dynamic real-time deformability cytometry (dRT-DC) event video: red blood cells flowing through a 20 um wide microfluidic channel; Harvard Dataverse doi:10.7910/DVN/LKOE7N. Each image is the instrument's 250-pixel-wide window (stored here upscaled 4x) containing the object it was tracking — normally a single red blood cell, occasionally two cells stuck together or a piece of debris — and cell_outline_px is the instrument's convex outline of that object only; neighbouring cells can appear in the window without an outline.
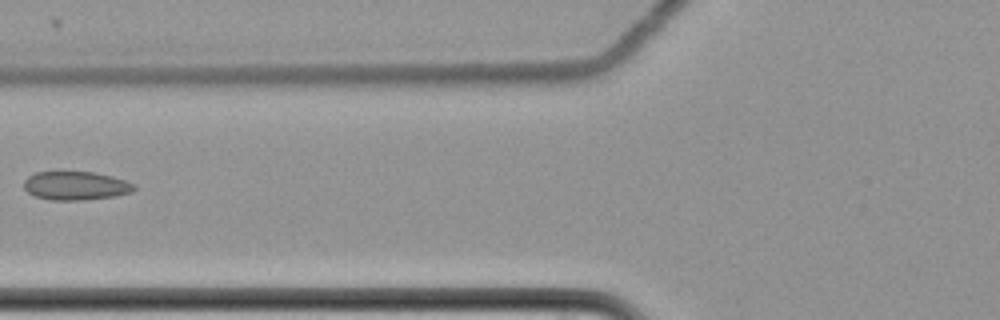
{"species": "common noctule bat (a hibernating species)", "species_latin": "Nyctalus noctula", "temperature_condition": "cold", "stored_images_in_passage": 8, "camera_frame_rate_fps": 3000, "um_per_image_px": 0.085, "animal": {"sex": "female", "body_mass_g": 22.7, "forearm_length_mm": 54.2}, "frame": {"image": 1, "passage_image": 6, "time_ms": 1.667, "image_size_px": [1000, 320], "cell_outline_px": [[136, 188], [128, 192], [116, 196], [84, 200], [48, 200], [36, 196], [28, 192], [24, 188], [24, 180], [28, 176], [36, 172], [96, 172], [112, 176], [136, 184]], "centroid_in_image_um": [6.43, 15.78], "position_along_channel_um": 119.4, "area_um2": 18.38}}
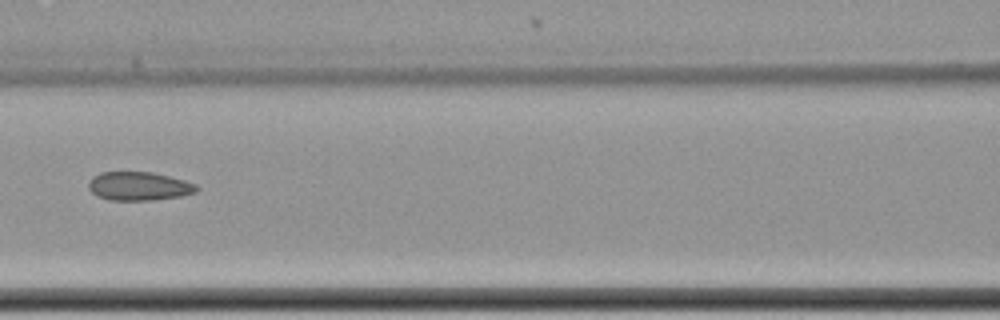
{"frame": {"image": 2, "passage_image": 7, "time_ms": 2.0, "image_size_px": [1000, 320], "cell_outline_px": [[200, 188], [196, 192], [180, 196], [152, 200], [108, 200], [92, 192], [88, 188], [88, 184], [92, 176], [100, 172], [152, 172], [184, 180], [196, 184]], "centroid_in_image_um": [11.81, 15.82], "position_along_channel_um": 154.8, "area_um2": 17.98}}
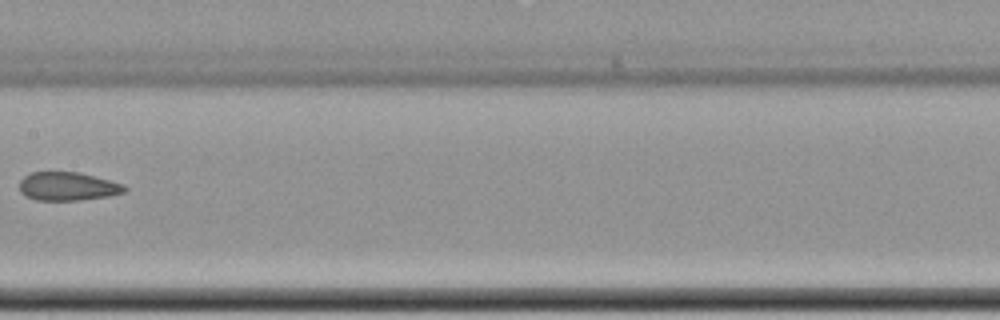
{"frame": {"image": 3, "passage_image": 8, "time_ms": 2.333, "image_size_px": [1000, 320], "cell_outline_px": [[128, 188], [124, 192], [108, 196], [80, 200], [36, 200], [24, 196], [20, 192], [20, 180], [24, 176], [32, 172], [80, 172], [124, 184]], "centroid_in_image_um": [5.75, 15.84], "position_along_channel_um": 201.7, "area_um2": 17.51}}